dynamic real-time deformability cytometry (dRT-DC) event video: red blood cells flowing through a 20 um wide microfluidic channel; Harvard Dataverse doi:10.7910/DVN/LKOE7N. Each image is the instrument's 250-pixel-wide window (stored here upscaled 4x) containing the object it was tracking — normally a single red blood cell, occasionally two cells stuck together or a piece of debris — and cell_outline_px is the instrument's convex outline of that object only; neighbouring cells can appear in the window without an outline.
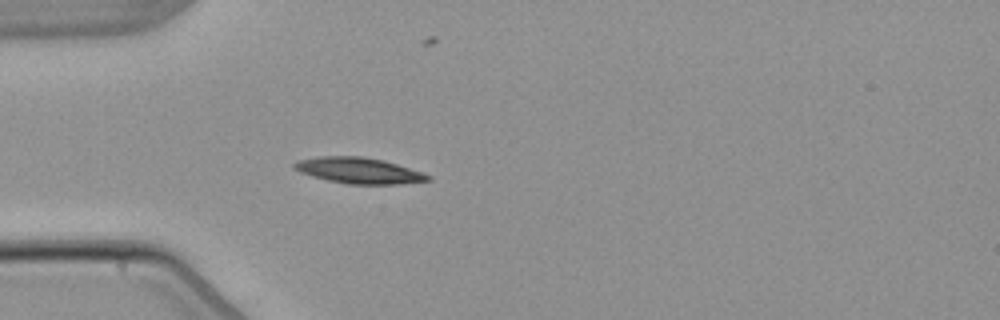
{"species": "common noctule bat (a hibernating species)", "species_latin": "Nyctalus noctula", "temperature_condition": "warm", "stored_images_in_passage": 2, "camera_frame_rate_fps": 3000, "um_per_image_px": 0.085, "animal": {"sex": "male", "body_mass_g": 21.5, "forearm_length_mm": 52.0}, "frame": {"image": 1, "passage_image": 1, "time_ms": 0.0, "image_size_px": [1000, 320], "cell_outline_px": [[432, 180], [396, 184], [348, 184], [328, 180], [312, 176], [300, 172], [292, 168], [292, 164], [296, 160], [320, 156], [360, 156], [384, 160], [432, 176]], "centroid_in_image_um": [30.45, 14.49], "position_along_channel_um": 54.6, "area_um2": 20.11}}